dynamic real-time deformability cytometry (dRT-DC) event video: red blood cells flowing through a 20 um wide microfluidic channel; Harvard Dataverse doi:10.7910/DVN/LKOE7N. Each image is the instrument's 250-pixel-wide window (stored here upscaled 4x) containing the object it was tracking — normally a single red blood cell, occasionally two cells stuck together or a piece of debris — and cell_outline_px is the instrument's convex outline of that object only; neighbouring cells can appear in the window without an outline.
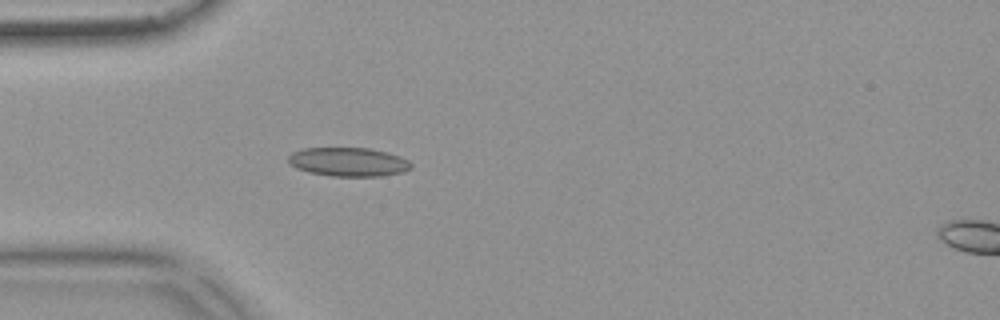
{"species": "common noctule bat (a hibernating species)", "species_latin": "Nyctalus noctula", "temperature_condition": "warm", "stored_images_in_passage": 52, "camera_frame_rate_fps": 3000, "um_per_image_px": 0.085, "animal": {"sex": "female", "body_mass_g": 18.4}, "frame": {"image": 1, "passage_image": 15, "time_ms": 4.667, "image_size_px": [1000, 320], "cell_outline_px": [[412, 168], [404, 172], [380, 176], [332, 176], [308, 172], [296, 168], [288, 164], [288, 156], [292, 152], [304, 148], [368, 148], [388, 152], [400, 156], [408, 160], [412, 164]], "centroid_in_image_um": [29.61, 13.76], "position_along_channel_um": 55.4, "area_um2": 20.81}}
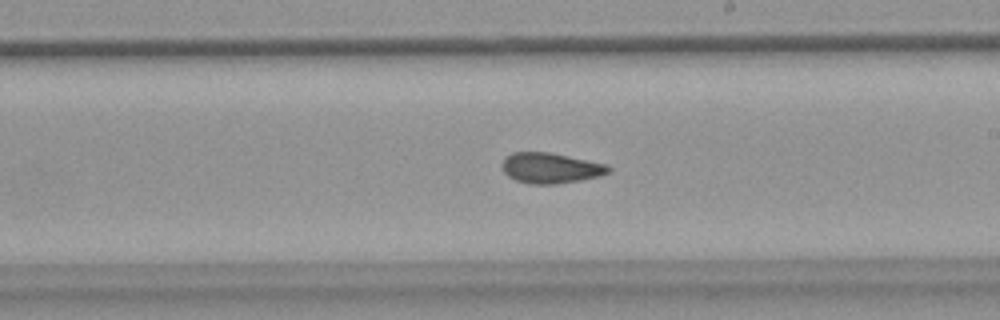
{"frame": {"image": 2, "passage_image": 30, "time_ms": 9.667, "image_size_px": [1000, 320], "cell_outline_px": [[612, 168], [608, 172], [600, 176], [580, 180], [556, 184], [532, 184], [516, 180], [508, 176], [504, 172], [504, 160], [512, 152], [548, 152], [608, 164]], "centroid_in_image_um": [46.84, 14.28], "position_along_channel_um": 242.2, "area_um2": 18.67}}
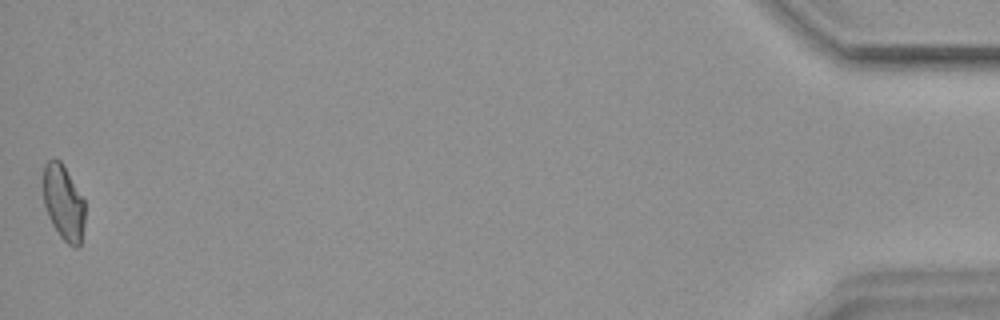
{"frame": {"image": 3, "passage_image": 52, "time_ms": 17.0, "image_size_px": [1000, 320], "cell_outline_px": [[84, 224], [80, 248], [72, 248], [60, 236], [52, 224], [48, 216], [44, 204], [44, 164], [48, 160], [56, 156], [60, 160], [84, 200]], "centroid_in_image_um": [5.4, 17.25], "position_along_channel_um": 429.8, "area_um2": 18.26}, "authors_computed_cell_mechanics": {"area_um2": 19.2185, "velocity_mm_per_s": 3.862, "shape_relaxation_time_tau1_ms": null, "shape_relaxation_time_tau2_ms": 2.4841, "deformation_change_tau1": null, "deformation_change_tau2": 0.0725}}